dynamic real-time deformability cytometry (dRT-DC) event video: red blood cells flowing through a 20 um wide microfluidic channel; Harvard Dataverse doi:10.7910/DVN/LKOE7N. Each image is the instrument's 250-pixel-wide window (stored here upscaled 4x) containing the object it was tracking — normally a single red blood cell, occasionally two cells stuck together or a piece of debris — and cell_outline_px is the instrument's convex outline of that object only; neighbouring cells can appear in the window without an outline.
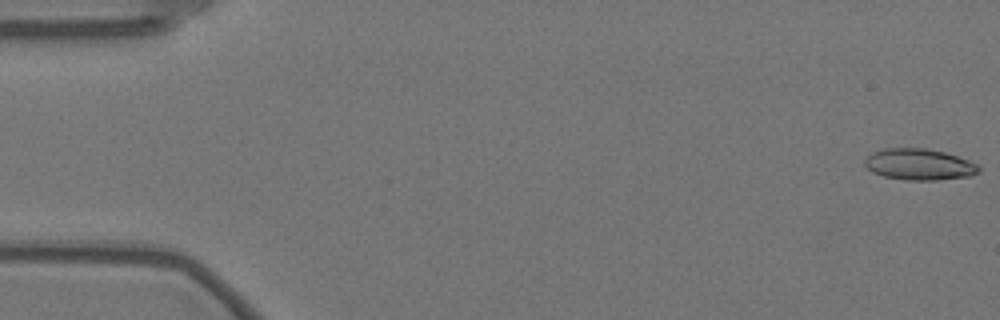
{"species": "Egyptian fruit bat (a non-hibernating species)", "species_latin": "Rousettus aegyptiacus", "temperature_condition": "warm", "stored_images_in_passage": 57, "camera_frame_rate_fps": 3000, "um_per_image_px": 0.085, "animal": {"sex": "female"}, "frame": {"image": 1, "passage_image": 1, "time_ms": 0.0, "image_size_px": [1000, 320], "cell_outline_px": [[980, 172], [972, 176], [936, 180], [904, 180], [884, 176], [872, 172], [864, 164], [864, 160], [872, 152], [884, 148], [924, 148], [944, 152], [968, 160], [976, 164], [980, 168]], "centroid_in_image_um": [78.13, 13.98], "position_along_channel_um": 6.9, "area_um2": 20.81}}
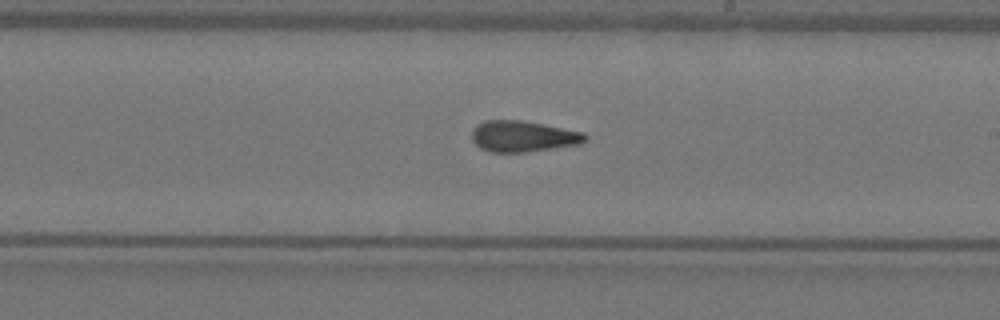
{"frame": {"image": 2, "passage_image": 33, "time_ms": 10.667, "image_size_px": [1000, 320], "cell_outline_px": [[588, 140], [580, 144], [528, 152], [488, 152], [480, 148], [472, 140], [472, 128], [476, 124], [484, 120], [524, 120], [584, 132], [588, 136]], "centroid_in_image_um": [44.46, 11.58], "position_along_channel_um": 244.5, "area_um2": 20.87}}
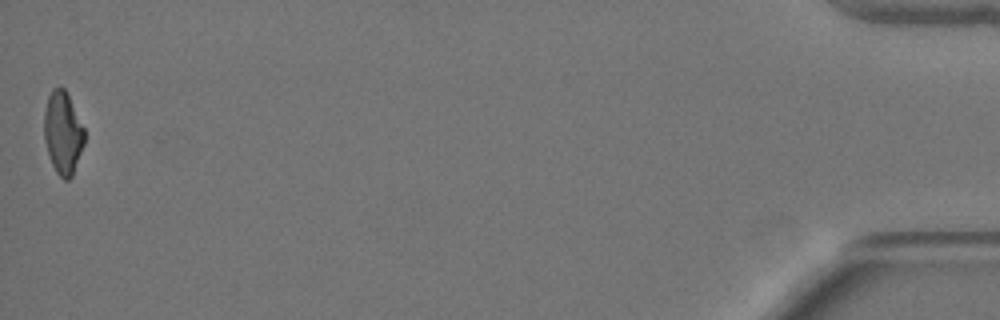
{"frame": {"image": 3, "passage_image": 57, "time_ms": 18.667, "image_size_px": [1000, 320], "cell_outline_px": [[84, 144], [72, 176], [68, 180], [64, 180], [56, 172], [52, 164], [44, 140], [44, 112], [48, 96], [52, 88], [60, 84], [64, 88], [84, 128]], "centroid_in_image_um": [5.33, 11.27], "position_along_channel_um": 429.9, "area_um2": 19.31}, "authors_computed_cell_mechanics": {"area_um2": 20.6346, "velocity_mm_per_s": 3.5446, "shape_relaxation_time_tau1_ms": null, "shape_relaxation_time_tau2_ms": 1.6564, "deformation_change_tau1": null, "deformation_change_tau2": 0.0979}}